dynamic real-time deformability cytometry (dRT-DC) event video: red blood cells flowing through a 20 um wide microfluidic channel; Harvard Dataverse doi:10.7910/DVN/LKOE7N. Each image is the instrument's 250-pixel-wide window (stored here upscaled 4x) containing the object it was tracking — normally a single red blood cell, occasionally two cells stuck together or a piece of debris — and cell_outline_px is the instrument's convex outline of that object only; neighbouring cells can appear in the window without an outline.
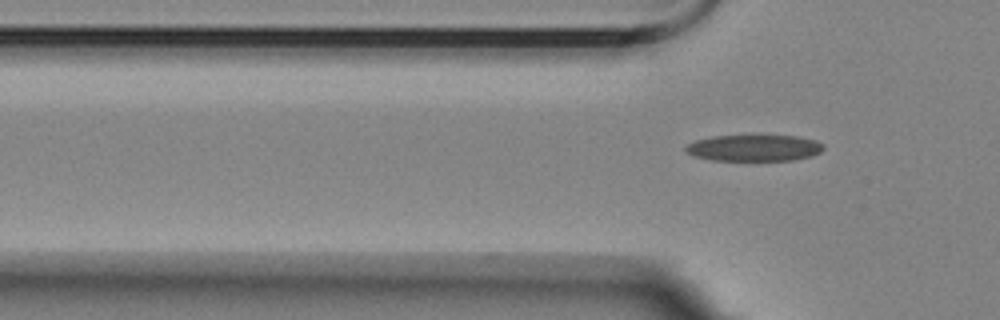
{"species": "Egyptian fruit bat (a non-hibernating species)", "species_latin": "Rousettus aegyptiacus", "temperature_condition": "room temperature", "stored_images_in_passage": 2, "camera_frame_rate_fps": 3000, "um_per_image_px": 0.085, "animal": {"sex": "female"}, "frame": {"image": 1, "passage_image": 2, "time_ms": 1.333, "image_size_px": [1000, 320], "cell_outline_px": [[824, 148], [820, 152], [812, 156], [792, 160], [712, 160], [692, 156], [684, 152], [684, 148], [688, 144], [696, 140], [712, 136], [796, 136], [816, 140], [824, 144]], "centroid_in_image_um": [64.08, 12.58], "position_along_channel_um": 61.7, "area_um2": 21.21}}